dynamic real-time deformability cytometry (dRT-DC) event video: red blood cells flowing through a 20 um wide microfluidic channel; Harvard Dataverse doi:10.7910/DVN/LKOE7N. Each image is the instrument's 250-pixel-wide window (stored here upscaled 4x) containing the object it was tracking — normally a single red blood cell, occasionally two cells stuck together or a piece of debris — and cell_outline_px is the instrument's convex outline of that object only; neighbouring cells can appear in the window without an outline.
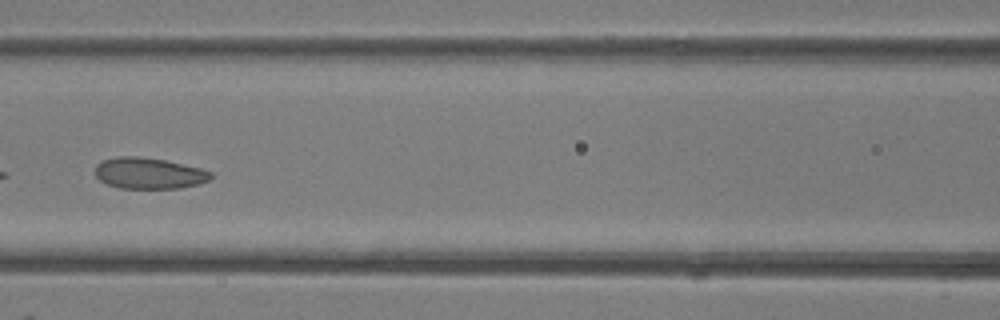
{"species": "common noctule bat (a hibernating species)", "species_latin": "Nyctalus noctula", "temperature_condition": "room temperature", "stored_images_in_passage": 34, "camera_frame_rate_fps": 3000, "um_per_image_px": 0.085, "animal": {"sex": "female"}, "frame": {"image": 1, "passage_image": 15, "time_ms": 4.667, "image_size_px": [1000, 320], "cell_outline_px": [[212, 176], [208, 180], [200, 184], [180, 188], [120, 188], [108, 184], [100, 180], [96, 176], [96, 164], [100, 160], [116, 156], [140, 156], [164, 160], [200, 168], [212, 172]], "centroid_in_image_um": [12.64, 14.72], "position_along_channel_um": 154.0, "area_um2": 21.04}}
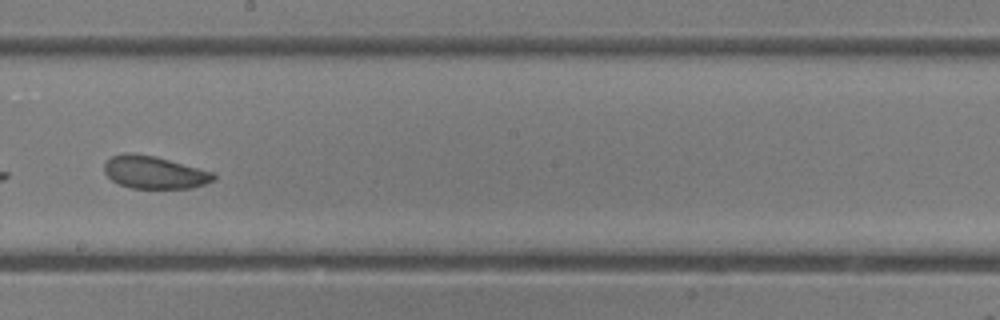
{"frame": {"image": 2, "passage_image": 20, "time_ms": 6.333, "image_size_px": [1000, 320], "cell_outline_px": [[216, 180], [192, 188], [132, 188], [120, 184], [112, 180], [104, 172], [104, 164], [112, 156], [124, 152], [156, 156], [212, 172], [216, 176]], "centroid_in_image_um": [13.12, 14.65], "position_along_channel_um": 235.1, "area_um2": 20.63}}
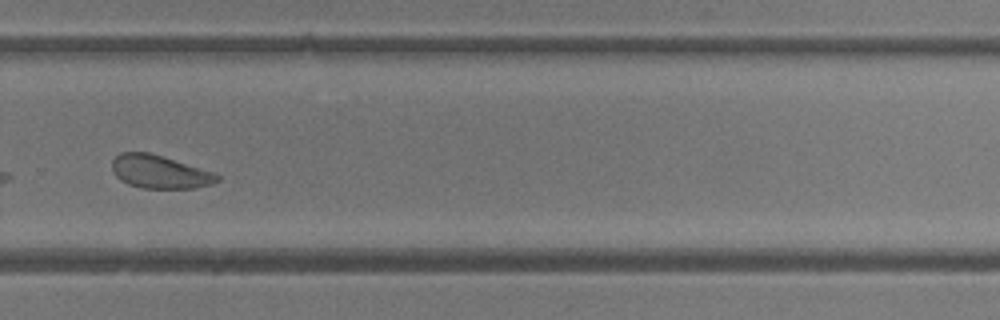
{"frame": {"image": 3, "passage_image": 25, "time_ms": 8.0, "image_size_px": [1000, 320], "cell_outline_px": [[220, 180], [212, 184], [196, 188], [140, 188], [128, 184], [120, 180], [112, 172], [112, 160], [120, 152], [148, 152], [216, 172], [220, 176]], "centroid_in_image_um": [13.58, 14.61], "position_along_channel_um": 316.2, "area_um2": 20.52}}